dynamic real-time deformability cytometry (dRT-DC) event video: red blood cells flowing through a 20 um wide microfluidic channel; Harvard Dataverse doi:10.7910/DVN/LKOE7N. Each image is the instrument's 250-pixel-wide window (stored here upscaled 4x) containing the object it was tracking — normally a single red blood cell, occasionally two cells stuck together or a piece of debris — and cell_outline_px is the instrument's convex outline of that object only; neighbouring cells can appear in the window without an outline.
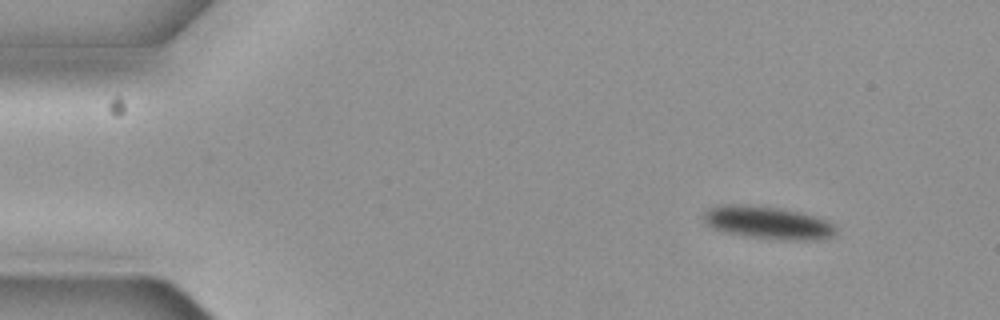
{"species": "common noctule bat (a hibernating species)", "species_latin": "Nyctalus noctula", "temperature_condition": "cold", "stored_images_in_passage": 4, "camera_frame_rate_fps": 3000, "um_per_image_px": 0.085, "animal": {"sex": "female", "body_mass_g": 19.3, "forearm_length_mm": 54.1}, "frame": {"image": 1, "passage_image": 1, "time_ms": 0.0, "image_size_px": [1000, 320], "cell_outline_px": [[836, 232], [832, 236], [816, 240], [792, 240], [748, 236], [724, 232], [712, 228], [704, 220], [704, 212], [708, 208], [724, 204], [748, 204], [780, 208], [800, 212], [824, 220], [832, 224], [836, 228]], "centroid_in_image_um": [65.23, 18.91], "position_along_channel_um": 19.8, "area_um2": 24.97}}
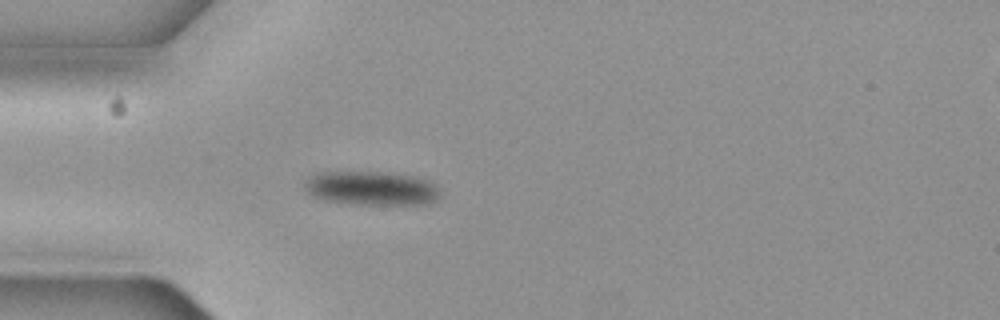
{"frame": {"image": 2, "passage_image": 4, "time_ms": 1.0, "image_size_px": [1000, 320], "cell_outline_px": [[440, 196], [436, 200], [424, 204], [360, 204], [324, 200], [308, 192], [304, 188], [304, 180], [308, 176], [316, 172], [388, 172], [416, 176], [428, 180], [436, 184], [440, 188]], "centroid_in_image_um": [31.6, 15.98], "position_along_channel_um": 53.4, "area_um2": 27.05}}